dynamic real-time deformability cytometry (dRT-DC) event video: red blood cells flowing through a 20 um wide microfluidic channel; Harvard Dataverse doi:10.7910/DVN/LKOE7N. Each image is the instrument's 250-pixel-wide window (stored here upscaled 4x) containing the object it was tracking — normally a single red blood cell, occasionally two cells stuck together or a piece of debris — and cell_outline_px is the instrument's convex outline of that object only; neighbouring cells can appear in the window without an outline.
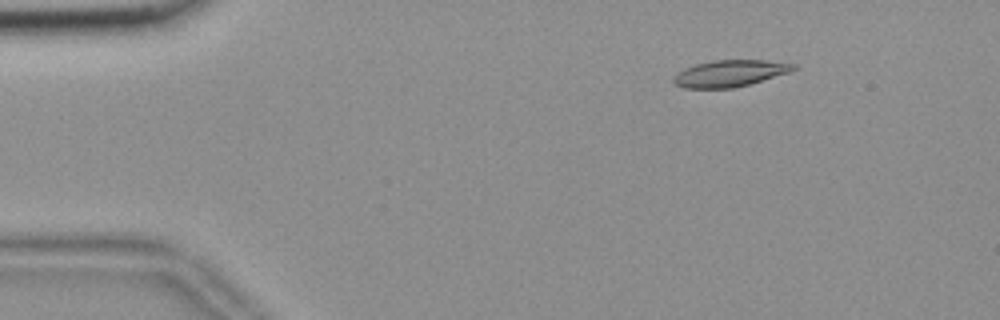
{"species": "common noctule bat (a hibernating species)", "species_latin": "Nyctalus noctula", "temperature_condition": "room temperature", "stored_images_in_passage": 48, "camera_frame_rate_fps": 3000, "um_per_image_px": 0.085, "animal": {"sex": "female", "body_mass_g": 18.4}, "frame": {"image": 1, "passage_image": 1, "time_ms": 0.0, "image_size_px": [1000, 320], "cell_outline_px": [[796, 68], [788, 72], [748, 84], [732, 88], [684, 88], [676, 84], [672, 80], [672, 76], [696, 64], [716, 60], [764, 60], [796, 64]], "centroid_in_image_um": [62.02, 6.24], "position_along_channel_um": 23.0, "area_um2": 18.15}}
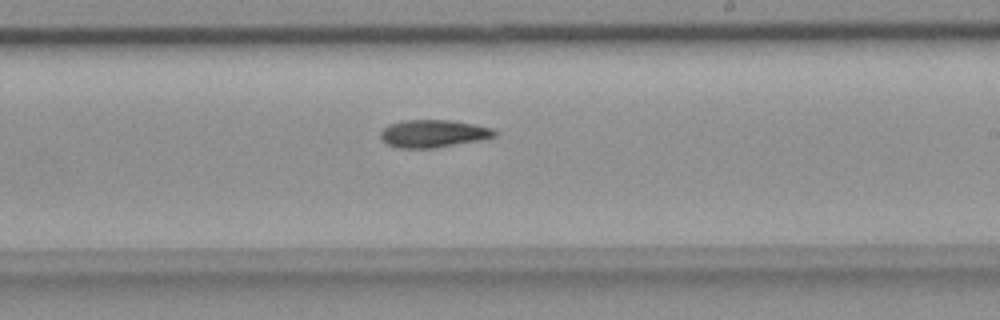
{"frame": {"image": 2, "passage_image": 26, "time_ms": 8.333, "image_size_px": [1000, 320], "cell_outline_px": [[496, 136], [480, 140], [432, 148], [400, 148], [388, 144], [380, 140], [380, 132], [388, 124], [404, 120], [452, 120], [492, 128], [496, 132]], "centroid_in_image_um": [36.79, 11.35], "position_along_channel_um": 252.2, "area_um2": 18.26}}
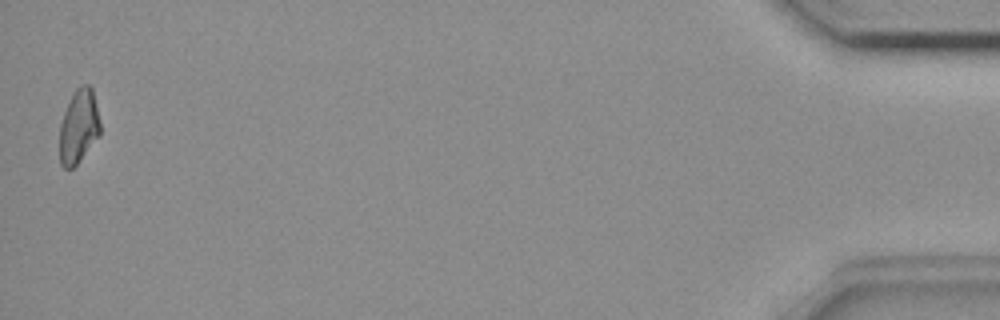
{"frame": {"image": 3, "passage_image": 48, "time_ms": 15.667, "image_size_px": [1000, 320], "cell_outline_px": [[100, 136], [76, 164], [72, 168], [64, 168], [60, 164], [60, 124], [68, 100], [76, 88], [80, 84], [88, 84], [92, 88], [100, 120]], "centroid_in_image_um": [6.7, 10.72], "position_along_channel_um": 428.5, "area_um2": 17.57}}